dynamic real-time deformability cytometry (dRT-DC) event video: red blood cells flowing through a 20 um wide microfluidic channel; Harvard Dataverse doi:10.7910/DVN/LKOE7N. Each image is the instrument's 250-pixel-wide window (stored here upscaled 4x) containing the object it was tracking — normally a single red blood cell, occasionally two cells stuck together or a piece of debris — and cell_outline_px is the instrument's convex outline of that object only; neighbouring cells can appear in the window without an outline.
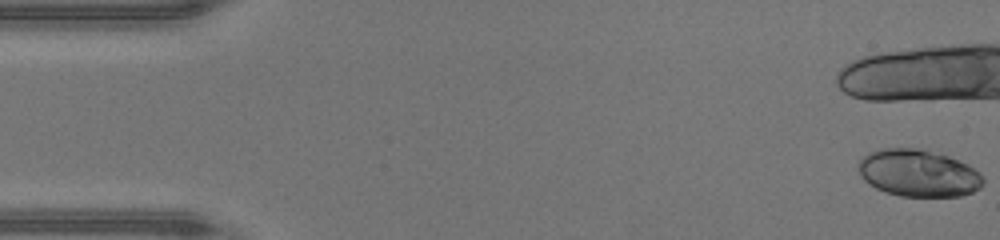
{"species": "human", "species_latin": "Homo sapiens", "temperature_condition": "warm", "stored_images_in_passage": 9, "camera_frame_rate_fps": 3000, "um_per_image_px": 0.085, "donor": {"sex": "male"}, "frame": {"image": 1, "passage_image": 1, "time_ms": 0.0, "image_size_px": [1000, 240], "cell_outline_px": [[984, 184], [980, 188], [972, 192], [960, 196], [900, 196], [876, 188], [868, 184], [860, 176], [856, 168], [856, 164], [868, 152], [884, 148], [916, 148], [948, 156], [968, 164], [980, 172], [984, 180]], "centroid_in_image_um": [78.04, 14.72], "position_along_channel_um": 7.0, "area_um2": 34.39}}